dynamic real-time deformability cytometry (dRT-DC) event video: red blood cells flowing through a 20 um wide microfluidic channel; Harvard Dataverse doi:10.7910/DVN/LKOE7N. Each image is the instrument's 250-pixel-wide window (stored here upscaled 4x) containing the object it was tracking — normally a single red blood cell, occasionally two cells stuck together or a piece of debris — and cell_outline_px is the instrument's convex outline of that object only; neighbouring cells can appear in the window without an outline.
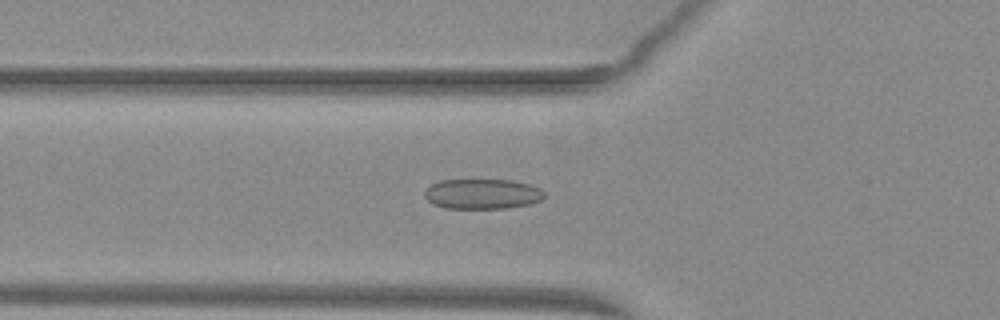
{"species": "common noctule bat (a hibernating species)", "species_latin": "Nyctalus noctula", "temperature_condition": "warm", "stored_images_in_passage": 53, "camera_frame_rate_fps": 3000, "um_per_image_px": 0.085, "animal": {"sex": "female", "body_mass_g": 29.2, "forearm_length_mm": 56.3}, "frame": {"image": 1, "passage_image": 20, "time_ms": 6.333, "image_size_px": [1000, 320], "cell_outline_px": [[544, 196], [540, 200], [528, 204], [508, 208], [444, 208], [432, 204], [424, 196], [424, 188], [440, 180], [512, 180], [528, 184], [540, 188], [544, 192]], "centroid_in_image_um": [40.95, 16.48], "position_along_channel_um": 84.8, "area_um2": 21.04}}
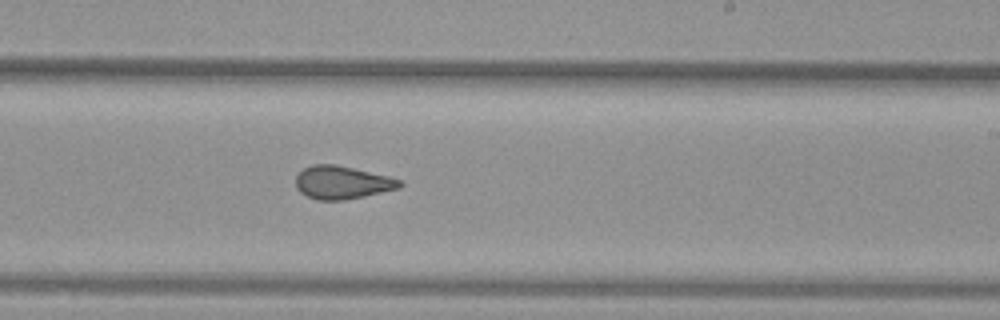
{"frame": {"image": 2, "passage_image": 33, "time_ms": 10.667, "image_size_px": [1000, 320], "cell_outline_px": [[404, 184], [400, 188], [364, 196], [344, 200], [316, 200], [300, 192], [296, 188], [296, 176], [304, 168], [312, 164], [336, 164], [388, 176], [400, 180]], "centroid_in_image_um": [29.07, 15.51], "position_along_channel_um": 259.9, "area_um2": 20.0}}
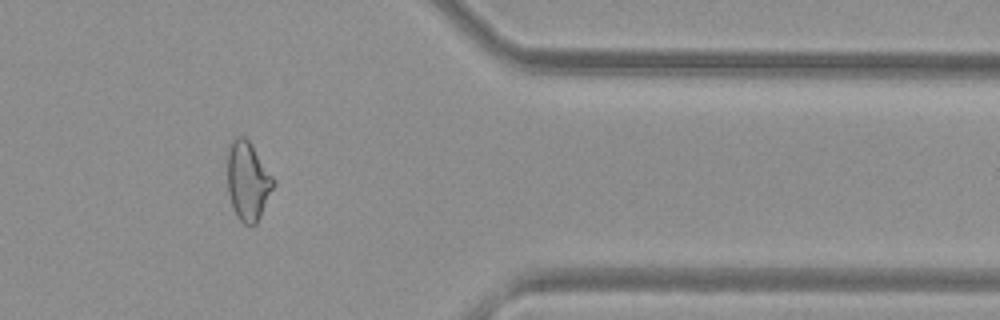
{"frame": {"image": 3, "passage_image": 44, "time_ms": 14.333, "image_size_px": [1000, 320], "cell_outline_px": [[276, 184], [256, 224], [244, 224], [236, 216], [232, 208], [228, 192], [228, 144], [236, 136], [244, 136], [248, 140], [276, 180]], "centroid_in_image_um": [21.07, 15.38], "position_along_channel_um": 390.3, "area_um2": 21.21}, "authors_computed_cell_mechanics": {"area_um2": 22.542, "velocity_mm_per_s": 4.0245, "shape_relaxation_time_tau1_ms": null, "shape_relaxation_time_tau2_ms": 1.3882, "deformation_change_tau1": null, "deformation_change_tau2": 0.0855}}